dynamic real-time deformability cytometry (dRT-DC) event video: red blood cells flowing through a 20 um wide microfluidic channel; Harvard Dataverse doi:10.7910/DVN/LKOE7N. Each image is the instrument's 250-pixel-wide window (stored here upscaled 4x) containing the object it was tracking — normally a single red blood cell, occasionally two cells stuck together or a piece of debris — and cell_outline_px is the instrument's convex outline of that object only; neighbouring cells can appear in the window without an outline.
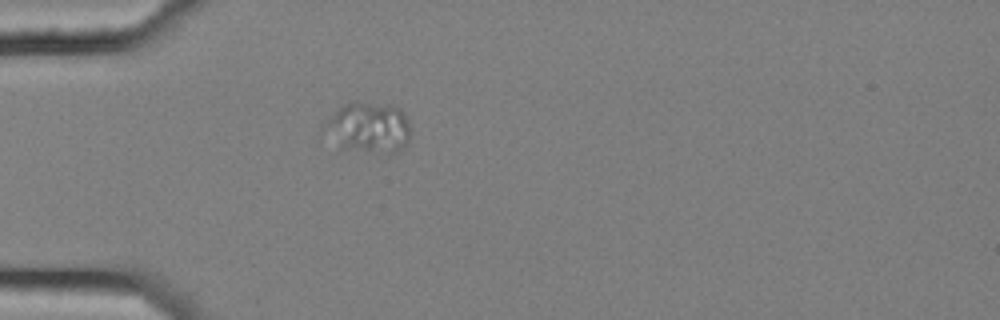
{"species": "common noctule bat (a hibernating species)", "species_latin": "Nyctalus noctula", "temperature_condition": "cold", "stored_images_in_passage": 6, "camera_frame_rate_fps": 3000, "um_per_image_px": 0.085, "animal": {"sex": "female", "body_mass_g": 25.1}, "frame": {"image": 1, "passage_image": 5, "time_ms": 1.333, "image_size_px": [1000, 320], "cell_outline_px": [[408, 144], [400, 152], [388, 152], [340, 148], [320, 132], [320, 128], [344, 104], [352, 100], [392, 104], [400, 108], [404, 112], [408, 120]], "centroid_in_image_um": [31.29, 10.81], "position_along_channel_um": 53.7, "area_um2": 25.84}}